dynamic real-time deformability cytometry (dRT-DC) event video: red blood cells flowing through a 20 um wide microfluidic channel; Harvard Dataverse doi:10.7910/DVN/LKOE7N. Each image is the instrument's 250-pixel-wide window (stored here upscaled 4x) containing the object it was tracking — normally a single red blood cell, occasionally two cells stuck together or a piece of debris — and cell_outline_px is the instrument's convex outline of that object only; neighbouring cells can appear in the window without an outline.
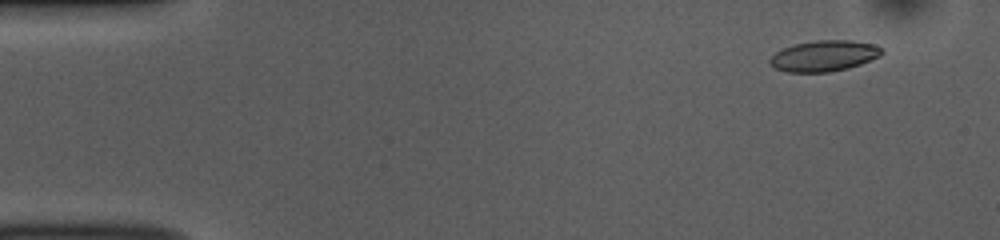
{"species": "common noctule bat (a hibernating species)", "species_latin": "Nyctalus noctula", "temperature_condition": "room temperature", "stored_images_in_passage": 52, "camera_frame_rate_fps": 3000, "um_per_image_px": 0.085, "animal": {"sex": "female", "body_mass_g": 10.0, "forearm_length_mm": 53.1}, "frame": {"image": 1, "passage_image": 4, "time_ms": 1.0, "image_size_px": [1000, 240], "cell_outline_px": [[884, 52], [880, 56], [860, 64], [848, 68], [828, 72], [788, 72], [776, 68], [768, 64], [768, 60], [776, 52], [784, 48], [796, 44], [816, 40], [848, 40], [876, 44], [884, 48]], "centroid_in_image_um": [70.07, 4.74], "position_along_channel_um": 14.9, "area_um2": 20.17}}
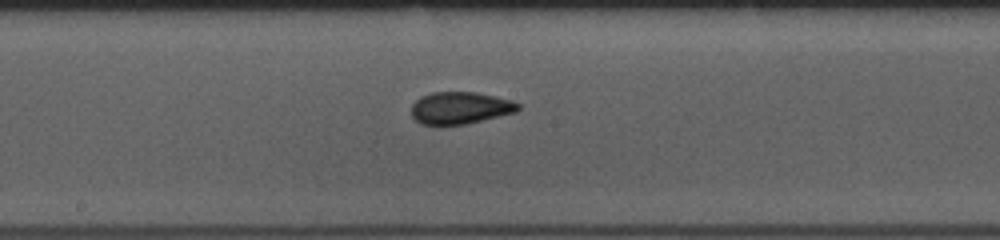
{"frame": {"image": 2, "passage_image": 27, "time_ms": 8.667, "image_size_px": [1000, 240], "cell_outline_px": [[520, 108], [516, 112], [468, 124], [420, 124], [412, 116], [412, 104], [420, 96], [432, 92], [476, 92], [496, 96], [512, 100], [520, 104]], "centroid_in_image_um": [39.14, 9.16], "position_along_channel_um": 209.1, "area_um2": 20.06}}
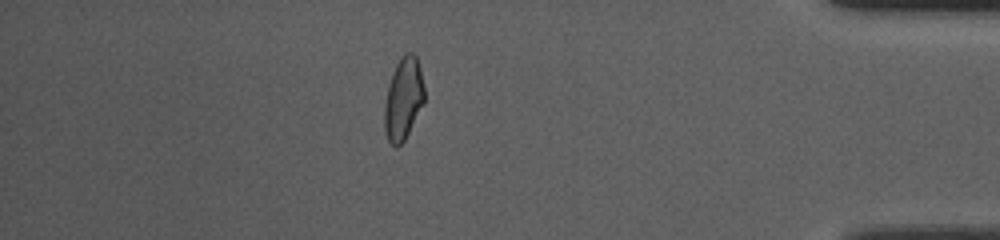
{"frame": {"image": 3, "passage_image": 45, "time_ms": 14.667, "image_size_px": [1000, 240], "cell_outline_px": [[424, 104], [404, 140], [396, 148], [388, 140], [384, 128], [384, 108], [388, 84], [392, 72], [400, 56], [404, 52], [412, 52], [416, 56], [420, 68], [424, 88]], "centroid_in_image_um": [34.28, 8.36], "position_along_channel_um": 400.9, "area_um2": 19.25}, "authors_computed_cell_mechanics": {"area_um2": 19.8543, "velocity_mm_per_s": 3.8539, "shape_relaxation_time_tau1_ms": 6.6475, "shape_relaxation_time_tau2_ms": 1.3787, "deformation_change_tau1": 0.166, "deformation_change_tau2": 0.0547}}